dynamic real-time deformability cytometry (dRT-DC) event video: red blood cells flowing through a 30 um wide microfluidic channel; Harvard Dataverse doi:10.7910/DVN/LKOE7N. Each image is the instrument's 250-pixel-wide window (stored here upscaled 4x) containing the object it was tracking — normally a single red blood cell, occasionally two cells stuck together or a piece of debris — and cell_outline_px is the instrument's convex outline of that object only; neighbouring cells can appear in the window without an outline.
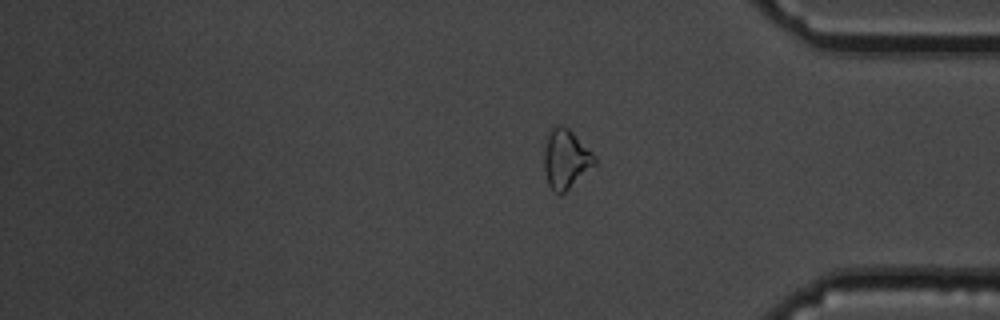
{"species": "common noctule bat (a hibernating species)", "species_latin": "Nyctalus noctula", "temperature_condition": "cold", "stored_images_in_passage": 16, "segment_of_instrument_passage": [2, 2], "camera_frame_rate_fps": 3000, "um_per_image_px": 0.085, "animal": {"sex": "male", "body_mass_g": 19.5, "forearm_length_mm": 54.6}, "frame": {"image": 1, "passage_image": 16, "time_ms": 19.333, "image_size_px": [1000, 320], "cell_outline_px": [[596, 164], [560, 196], [548, 184], [544, 168], [544, 152], [548, 132], [552, 124], [564, 124], [596, 156]], "centroid_in_image_um": [48.08, 13.48], "position_along_channel_um": 387.1, "area_um2": 17.46}}